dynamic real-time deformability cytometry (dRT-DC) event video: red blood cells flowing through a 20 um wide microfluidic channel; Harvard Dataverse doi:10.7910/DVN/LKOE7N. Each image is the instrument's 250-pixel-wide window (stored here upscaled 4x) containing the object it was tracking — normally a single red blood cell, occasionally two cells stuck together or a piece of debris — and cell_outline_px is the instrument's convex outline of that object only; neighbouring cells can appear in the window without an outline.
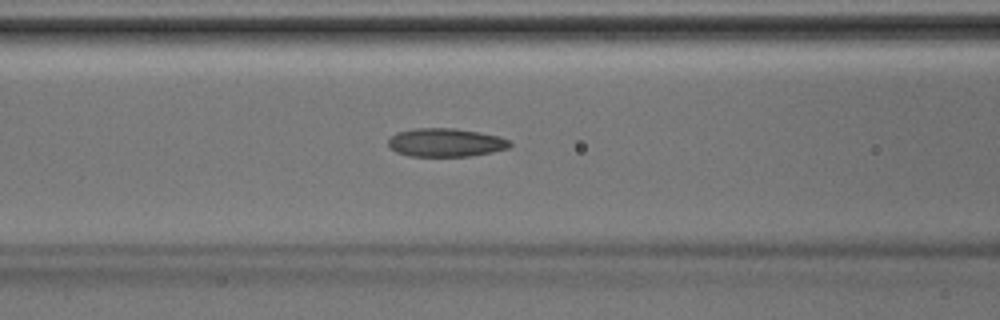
{"species": "Egyptian fruit bat (a non-hibernating species)", "species_latin": "Rousettus aegyptiacus", "temperature_condition": "room temperature", "stored_images_in_passage": 40, "camera_frame_rate_fps": 3000, "um_per_image_px": 0.085, "animal": {"sex": "male"}, "frame": {"image": 1, "passage_image": 16, "time_ms": 5.0, "image_size_px": [1000, 320], "cell_outline_px": [[512, 144], [508, 148], [492, 152], [468, 156], [408, 156], [396, 152], [388, 144], [388, 140], [396, 132], [416, 128], [452, 128], [480, 132], [496, 136], [508, 140]], "centroid_in_image_um": [37.85, 12.11], "position_along_channel_um": 128.7, "area_um2": 20.0}}
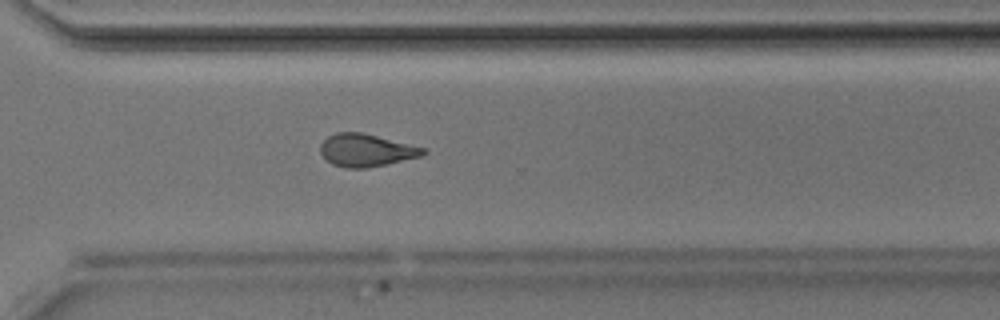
{"frame": {"image": 2, "passage_image": 29, "time_ms": 9.333, "image_size_px": [1000, 320], "cell_outline_px": [[428, 152], [420, 156], [388, 164], [368, 168], [344, 168], [332, 164], [320, 152], [320, 144], [328, 136], [336, 132], [360, 132], [428, 148]], "centroid_in_image_um": [31.15, 12.77], "position_along_channel_um": 339.5, "area_um2": 19.59}}
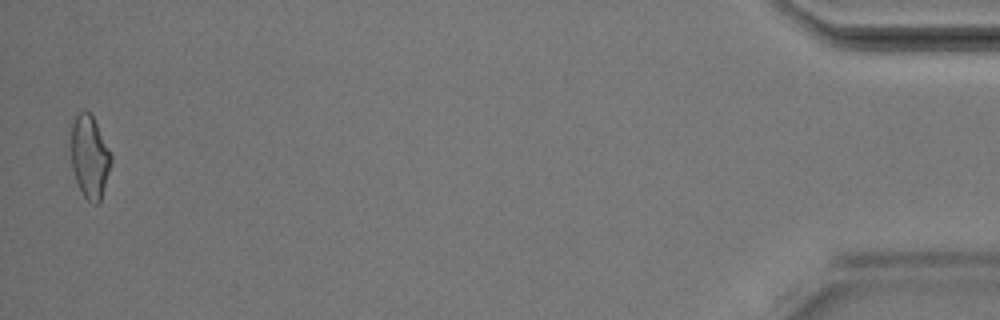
{"frame": {"image": 3, "passage_image": 40, "time_ms": 13.0, "image_size_px": [1000, 320], "cell_outline_px": [[112, 160], [104, 188], [100, 200], [96, 204], [92, 204], [84, 196], [76, 180], [72, 168], [72, 124], [76, 116], [80, 112], [92, 112], [112, 156]], "centroid_in_image_um": [7.64, 13.32], "position_along_channel_um": 427.6, "area_um2": 19.02}}